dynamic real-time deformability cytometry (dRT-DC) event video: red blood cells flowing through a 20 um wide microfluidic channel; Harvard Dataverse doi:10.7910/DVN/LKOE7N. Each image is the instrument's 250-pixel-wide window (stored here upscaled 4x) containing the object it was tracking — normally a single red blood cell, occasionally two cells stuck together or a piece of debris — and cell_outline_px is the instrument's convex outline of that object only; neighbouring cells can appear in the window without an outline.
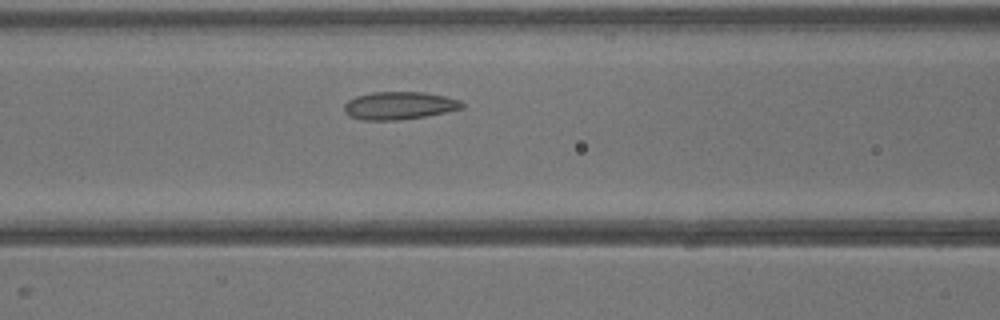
{"species": "common noctule bat (a hibernating species)", "species_latin": "Nyctalus noctula", "temperature_condition": "warm", "stored_images_in_passage": 33, "camera_frame_rate_fps": 3000, "um_per_image_px": 0.085, "animal": {"sex": "male", "body_mass_g": 13.3}, "frame": {"image": 1, "passage_image": 10, "time_ms": 3.0, "image_size_px": [1000, 320], "cell_outline_px": [[464, 108], [448, 112], [424, 116], [396, 120], [360, 120], [348, 116], [344, 112], [344, 104], [348, 100], [356, 96], [372, 92], [424, 92], [444, 96], [460, 100], [464, 104]], "centroid_in_image_um": [33.91, 8.98], "position_along_channel_um": 132.7, "area_um2": 19.19}}
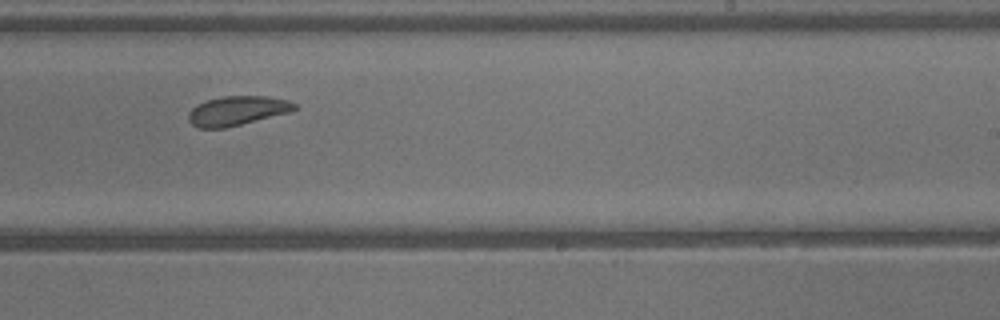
{"frame": {"image": 2, "passage_image": 18, "time_ms": 5.667, "image_size_px": [1000, 320], "cell_outline_px": [[300, 108], [292, 112], [224, 128], [196, 128], [188, 120], [188, 112], [196, 104], [208, 100], [224, 96], [268, 96], [288, 100], [296, 104]], "centroid_in_image_um": [20.19, 9.41], "position_along_channel_um": 268.8, "area_um2": 18.32}}
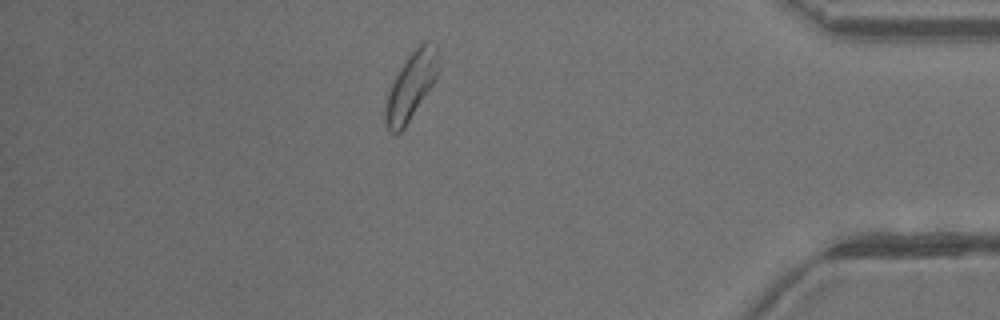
{"frame": {"image": 3, "passage_image": 28, "time_ms": 9.0, "image_size_px": [1000, 320], "cell_outline_px": [[440, 72], [404, 128], [396, 136], [388, 128], [384, 120], [384, 104], [388, 92], [400, 68], [408, 56], [424, 40], [428, 40], [436, 44], [440, 60]], "centroid_in_image_um": [34.96, 7.28], "position_along_channel_um": 400.2, "area_um2": 20.87}}